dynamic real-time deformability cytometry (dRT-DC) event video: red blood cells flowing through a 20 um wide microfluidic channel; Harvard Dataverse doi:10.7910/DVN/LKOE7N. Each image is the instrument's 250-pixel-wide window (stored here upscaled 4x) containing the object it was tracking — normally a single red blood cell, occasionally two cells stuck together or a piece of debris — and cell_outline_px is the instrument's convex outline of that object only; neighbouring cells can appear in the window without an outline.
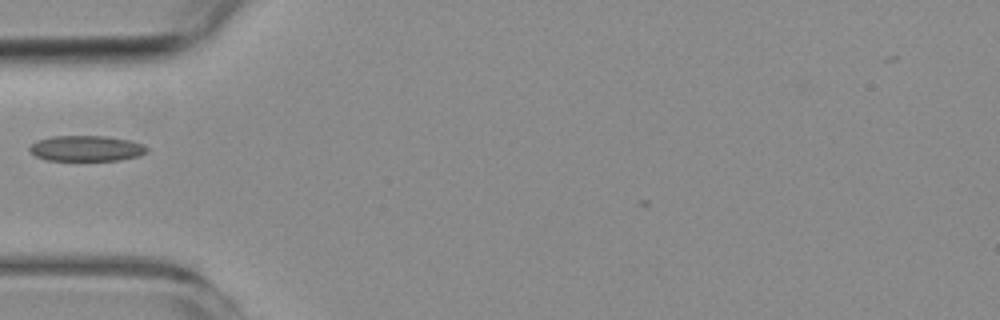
{"species": "common noctule bat (a hibernating species)", "species_latin": "Nyctalus noctula", "temperature_condition": "room temperature", "stored_images_in_passage": 2, "camera_frame_rate_fps": 3000, "um_per_image_px": 0.085, "animal": {"sex": "female", "body_mass_g": 19.3, "forearm_length_mm": 54.1}, "frame": {"image": 1, "passage_image": 1, "time_ms": 0.0, "image_size_px": [1000, 320], "cell_outline_px": [[148, 152], [140, 156], [120, 160], [44, 160], [28, 152], [28, 148], [36, 140], [52, 136], [104, 136], [128, 140], [144, 144], [148, 148]], "centroid_in_image_um": [7.33, 12.62], "position_along_channel_um": 77.7, "area_um2": 17.69}}
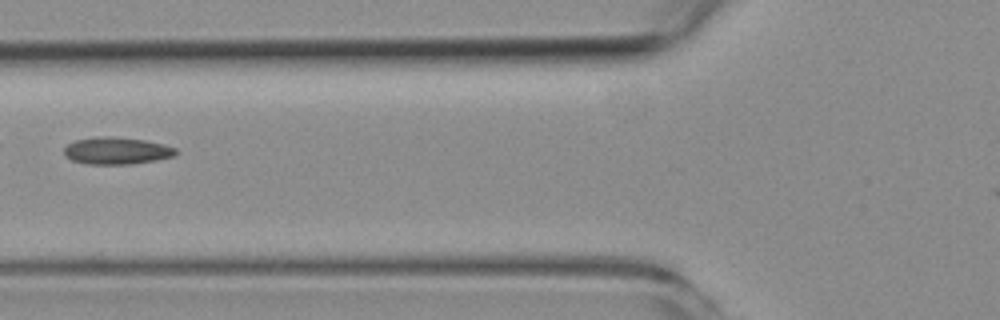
{"frame": {"image": 2, "passage_image": 2, "time_ms": 1.0, "image_size_px": [1000, 320], "cell_outline_px": [[176, 156], [156, 160], [132, 164], [84, 164], [72, 160], [64, 156], [64, 148], [68, 144], [76, 140], [96, 136], [112, 136], [144, 140], [164, 144], [176, 148]], "centroid_in_image_um": [9.9, 12.81], "position_along_channel_um": 115.9, "area_um2": 17.8}}